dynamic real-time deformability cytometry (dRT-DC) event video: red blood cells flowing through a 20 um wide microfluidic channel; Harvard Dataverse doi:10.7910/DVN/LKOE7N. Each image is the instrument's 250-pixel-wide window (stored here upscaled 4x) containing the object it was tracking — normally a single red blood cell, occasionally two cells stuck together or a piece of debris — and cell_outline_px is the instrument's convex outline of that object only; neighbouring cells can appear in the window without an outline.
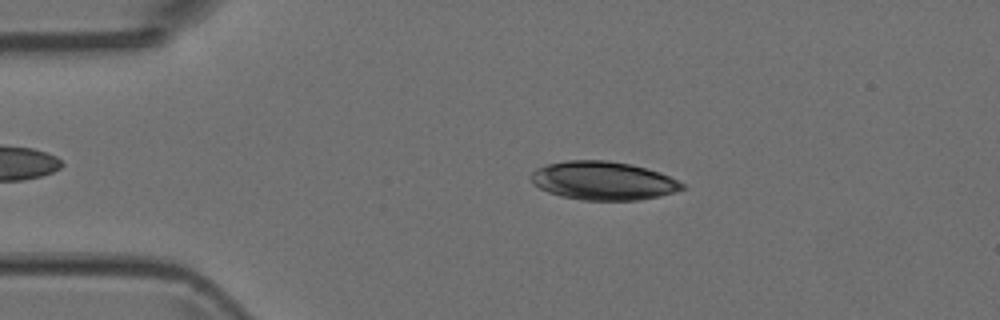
{"species": "Egyptian fruit bat (a non-hibernating species)", "species_latin": "Rousettus aegyptiacus", "temperature_condition": "room temperature", "stored_images_in_passage": 3, "camera_frame_rate_fps": 3000, "um_per_image_px": 0.085, "animal": {"sex": "female"}, "frame": {"image": 1, "passage_image": 2, "time_ms": 0.333, "image_size_px": [1000, 320], "cell_outline_px": [[688, 188], [676, 192], [660, 196], [640, 200], [584, 200], [564, 196], [548, 192], [540, 188], [532, 180], [532, 172], [536, 168], [548, 164], [568, 160], [608, 160], [632, 164], [648, 168], [660, 172], [684, 184]], "centroid_in_image_um": [51.33, 15.35], "position_along_channel_um": 33.7, "area_um2": 33.87}}